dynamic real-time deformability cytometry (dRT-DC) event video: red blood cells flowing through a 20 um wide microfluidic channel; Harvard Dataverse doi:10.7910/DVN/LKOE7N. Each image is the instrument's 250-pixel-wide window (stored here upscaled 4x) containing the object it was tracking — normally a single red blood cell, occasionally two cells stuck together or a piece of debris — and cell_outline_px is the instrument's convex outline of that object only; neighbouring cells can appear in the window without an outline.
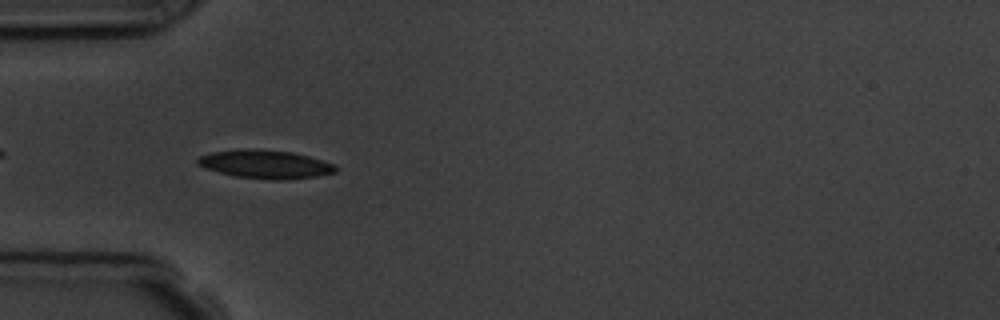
{"species": "common noctule bat (a hibernating species)", "species_latin": "Nyctalus noctula", "temperature_condition": "room temperature", "stored_images_in_passage": 7, "camera_frame_rate_fps": 3000, "um_per_image_px": 0.085, "animal": {"sex": "male", "body_mass_g": 19.5, "forearm_length_mm": 54.6}, "frame": {"image": 1, "passage_image": 4, "time_ms": 4.333, "image_size_px": [1000, 320], "cell_outline_px": [[336, 172], [316, 176], [280, 180], [272, 180], [236, 176], [204, 168], [196, 164], [196, 160], [200, 156], [212, 152], [240, 148], [252, 148], [292, 152], [308, 156], [332, 164], [336, 168]], "centroid_in_image_um": [22.49, 13.95], "position_along_channel_um": 62.5, "area_um2": 22.72}}